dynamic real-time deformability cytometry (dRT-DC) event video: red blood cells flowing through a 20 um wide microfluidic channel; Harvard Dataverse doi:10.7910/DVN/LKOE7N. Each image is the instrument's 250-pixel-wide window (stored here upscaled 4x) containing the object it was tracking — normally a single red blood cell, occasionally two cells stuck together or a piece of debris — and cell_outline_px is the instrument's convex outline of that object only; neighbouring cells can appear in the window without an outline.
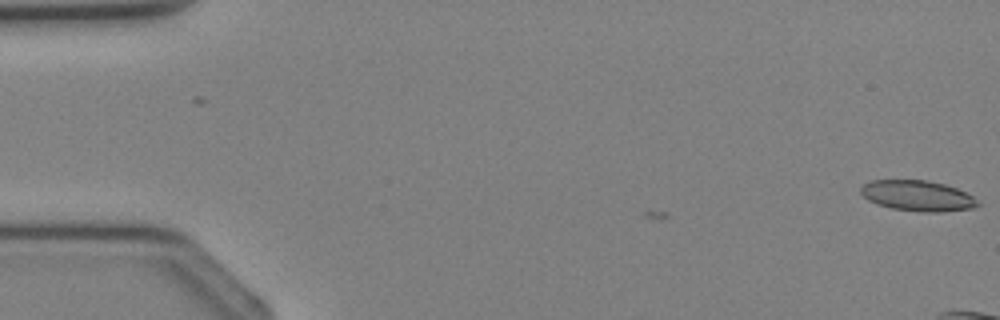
{"species": "Egyptian fruit bat (a non-hibernating species)", "species_latin": "Rousettus aegyptiacus", "temperature_condition": "cold", "stored_images_in_passage": 3, "camera_frame_rate_fps": 3000, "um_per_image_px": 0.085, "animal": {"sex": "female"}, "frame": {"image": 1, "passage_image": 1, "time_ms": 0.0, "image_size_px": [1000, 320], "cell_outline_px": [[980, 204], [972, 208], [940, 212], [920, 212], [892, 208], [876, 204], [868, 200], [860, 192], [860, 188], [864, 184], [872, 180], [924, 180], [944, 184], [956, 188], [972, 196]], "centroid_in_image_um": [77.96, 16.64], "position_along_channel_um": 7.0, "area_um2": 20.69}}